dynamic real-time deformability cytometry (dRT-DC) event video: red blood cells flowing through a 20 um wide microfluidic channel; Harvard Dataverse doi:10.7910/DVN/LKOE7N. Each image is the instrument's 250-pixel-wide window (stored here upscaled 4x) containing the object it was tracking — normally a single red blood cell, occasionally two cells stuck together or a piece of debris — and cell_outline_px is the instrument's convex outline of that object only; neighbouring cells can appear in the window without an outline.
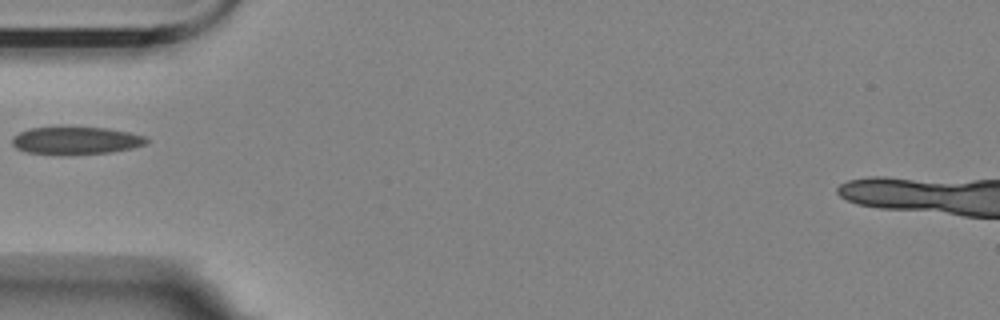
{"species": "Egyptian fruit bat (a non-hibernating species)", "species_latin": "Rousettus aegyptiacus", "temperature_condition": "room temperature", "stored_images_in_passage": 39, "camera_frame_rate_fps": 3000, "um_per_image_px": 0.085, "animal": {"sex": "female"}, "frame": {"image": 1, "passage_image": 1, "time_ms": 0.0, "image_size_px": [1000, 320], "cell_outline_px": [[148, 140], [144, 144], [132, 148], [112, 152], [68, 156], [64, 156], [28, 152], [16, 148], [12, 144], [12, 136], [20, 132], [32, 128], [108, 128], [128, 132], [144, 136]], "centroid_in_image_um": [6.43, 11.98], "position_along_channel_um": 78.6, "area_um2": 21.62}}
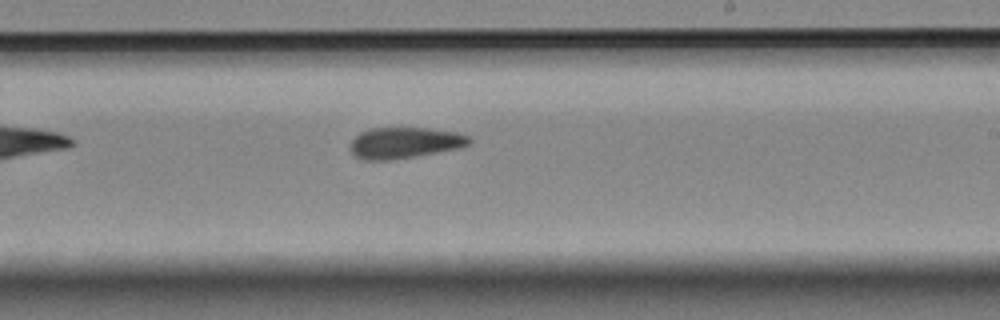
{"frame": {"image": 2, "passage_image": 16, "time_ms": 5.0, "image_size_px": [1000, 320], "cell_outline_px": [[472, 140], [468, 144], [460, 148], [416, 156], [392, 160], [364, 160], [356, 156], [348, 148], [352, 140], [360, 132], [372, 128], [428, 128], [456, 132], [468, 136]], "centroid_in_image_um": [34.38, 12.14], "position_along_channel_um": 254.6, "area_um2": 21.56}}
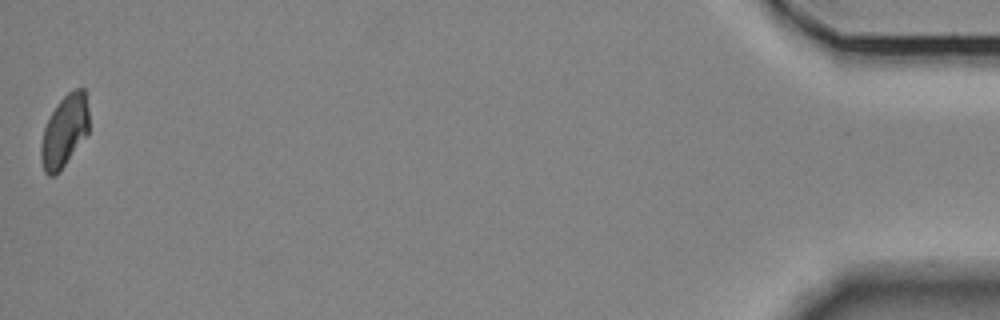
{"frame": {"image": 3, "passage_image": 39, "time_ms": 12.667, "image_size_px": [1000, 320], "cell_outline_px": [[88, 132], [60, 172], [56, 176], [48, 176], [44, 172], [40, 160], [40, 144], [44, 128], [52, 112], [60, 100], [68, 92], [76, 88], [84, 88], [88, 108]], "centroid_in_image_um": [5.45, 11.18], "position_along_channel_um": 429.7, "area_um2": 20.11}}